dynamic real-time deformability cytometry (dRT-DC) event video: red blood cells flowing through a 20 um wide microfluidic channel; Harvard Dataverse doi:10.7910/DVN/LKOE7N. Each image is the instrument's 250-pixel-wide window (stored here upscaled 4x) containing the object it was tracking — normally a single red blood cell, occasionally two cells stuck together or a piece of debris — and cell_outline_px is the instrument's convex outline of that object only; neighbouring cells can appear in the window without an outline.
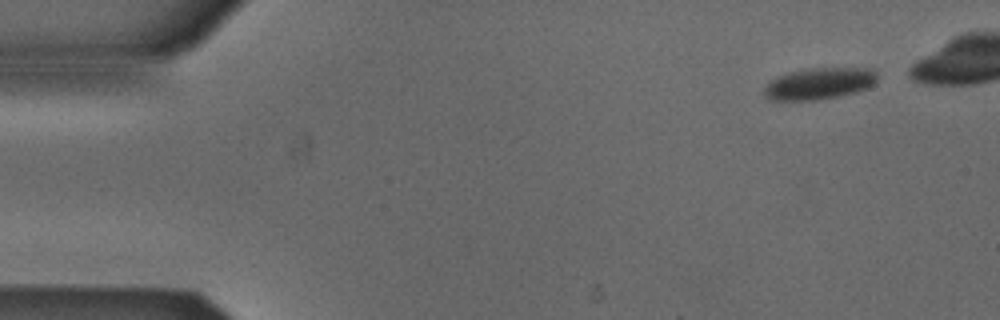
{"species": "Egyptian fruit bat (a non-hibernating species)", "species_latin": "Rousettus aegyptiacus", "temperature_condition": "cold", "stored_images_in_passage": 5, "camera_frame_rate_fps": 3000, "um_per_image_px": 0.085, "animal": {"sex": "male"}, "frame": {"image": 1, "passage_image": 1, "time_ms": 0.0, "image_size_px": [1000, 320], "cell_outline_px": [[876, 80], [868, 88], [856, 92], [840, 96], [816, 100], [768, 100], [764, 96], [764, 88], [772, 80], [788, 72], [808, 68], [872, 68], [876, 72]], "centroid_in_image_um": [69.64, 7.11], "position_along_channel_um": 15.4, "area_um2": 20.81}}